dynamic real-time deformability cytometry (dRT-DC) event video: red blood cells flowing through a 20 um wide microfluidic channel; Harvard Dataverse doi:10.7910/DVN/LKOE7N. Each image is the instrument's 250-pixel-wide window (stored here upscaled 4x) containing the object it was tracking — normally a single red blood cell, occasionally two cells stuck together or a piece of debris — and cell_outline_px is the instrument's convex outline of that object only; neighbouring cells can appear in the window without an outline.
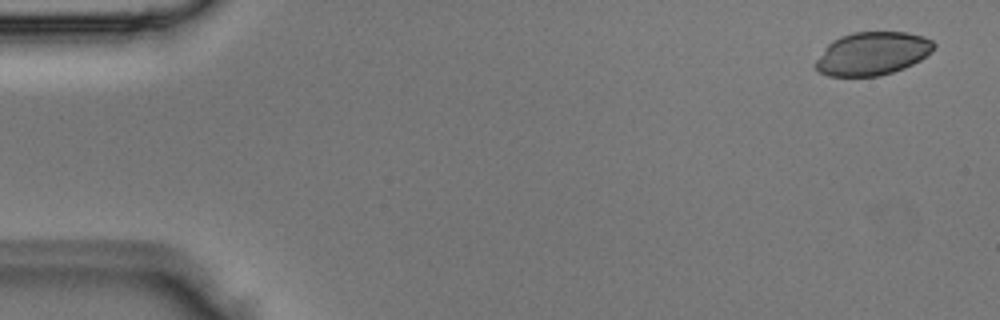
{"species": "Egyptian fruit bat (a non-hibernating species)", "species_latin": "Rousettus aegyptiacus", "temperature_condition": "room temperature", "stored_images_in_passage": 3, "segment_of_instrument_passage": [2, 2], "camera_frame_rate_fps": 3000, "um_per_image_px": 0.085, "animal": {"sex": "male"}, "frame": {"image": 1, "passage_image": 3, "time_ms": 0.667, "image_size_px": [1000, 320], "cell_outline_px": [[936, 48], [920, 60], [904, 68], [880, 76], [828, 76], [820, 72], [812, 64], [824, 48], [832, 40], [840, 36], [852, 32], [908, 32], [924, 36], [932, 40], [936, 44]], "centroid_in_image_um": [74.14, 4.54], "position_along_channel_um": 10.9, "area_um2": 30.06}}